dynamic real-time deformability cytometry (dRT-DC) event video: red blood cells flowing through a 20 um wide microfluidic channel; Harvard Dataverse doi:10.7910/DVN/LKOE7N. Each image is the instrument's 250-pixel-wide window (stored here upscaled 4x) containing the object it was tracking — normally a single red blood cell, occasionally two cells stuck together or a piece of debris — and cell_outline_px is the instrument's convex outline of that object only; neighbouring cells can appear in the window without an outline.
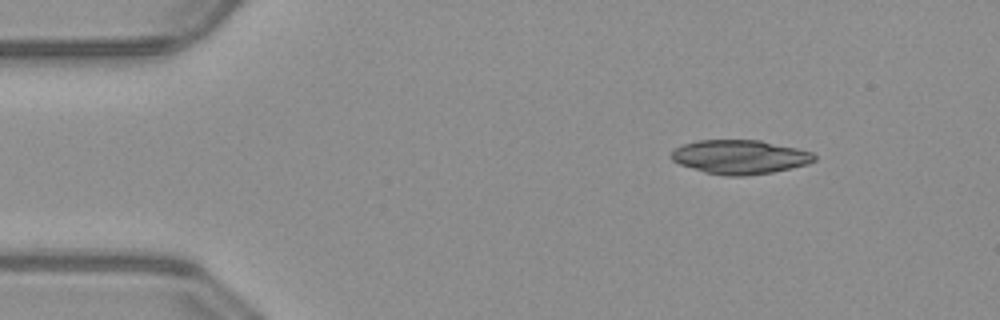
{"species": "common noctule bat (a hibernating species)", "species_latin": "Nyctalus noctula", "temperature_condition": "warm", "stored_images_in_passage": 45, "camera_frame_rate_fps": 3000, "um_per_image_px": 0.085, "animal": {"sex": "male", "body_mass_g": 23.1, "forearm_length_mm": 52.7}, "frame": {"image": 1, "passage_image": 1, "time_ms": 0.0, "image_size_px": [1000, 320], "cell_outline_px": [[816, 160], [808, 164], [792, 168], [772, 172], [744, 176], [724, 176], [704, 172], [680, 164], [672, 160], [672, 152], [676, 148], [684, 144], [696, 140], [760, 140], [796, 148], [812, 152], [816, 156]], "centroid_in_image_um": [62.91, 13.34], "position_along_channel_um": 22.1, "area_um2": 28.32}}